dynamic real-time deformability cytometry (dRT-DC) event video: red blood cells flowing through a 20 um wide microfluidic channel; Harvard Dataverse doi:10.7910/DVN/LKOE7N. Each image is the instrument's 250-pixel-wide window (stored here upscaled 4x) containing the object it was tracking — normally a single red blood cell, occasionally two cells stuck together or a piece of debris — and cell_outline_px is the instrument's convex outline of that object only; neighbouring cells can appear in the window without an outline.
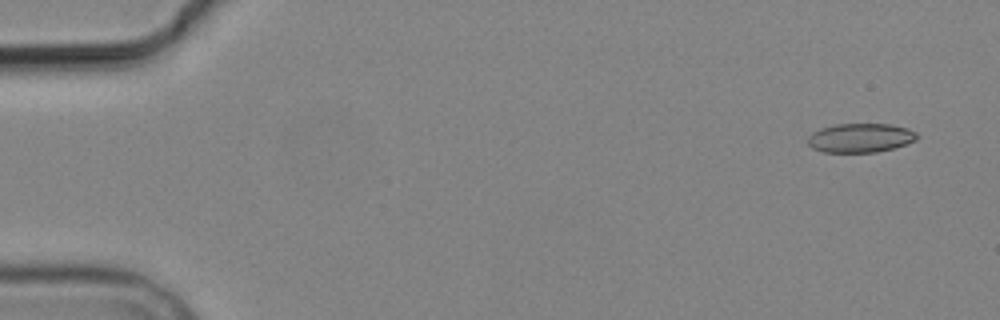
{"species": "common noctule bat (a hibernating species)", "species_latin": "Nyctalus noctula", "temperature_condition": "cold", "stored_images_in_passage": 4, "camera_frame_rate_fps": 3000, "um_per_image_px": 0.085, "animal": {"sex": "male", "body_mass_g": 19.2, "forearm_length_mm": 51.8}, "frame": {"image": 1, "passage_image": 1, "time_ms": 0.0, "image_size_px": [1000, 320], "cell_outline_px": [[920, 136], [916, 140], [896, 148], [876, 152], [824, 152], [812, 148], [808, 144], [808, 136], [812, 132], [820, 128], [836, 124], [892, 124], [908, 128], [916, 132]], "centroid_in_image_um": [73.16, 11.72], "position_along_channel_um": 11.8, "area_um2": 18.73}}
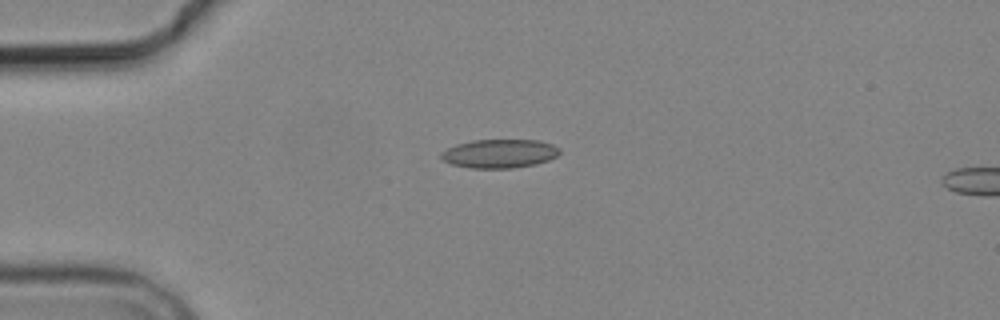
{"frame": {"image": 2, "passage_image": 3, "time_ms": 3.667, "image_size_px": [1000, 320], "cell_outline_px": [[560, 152], [556, 156], [548, 160], [536, 164], [512, 168], [468, 168], [452, 164], [444, 160], [440, 156], [440, 152], [456, 144], [472, 140], [540, 140], [552, 144], [560, 148]], "centroid_in_image_um": [42.46, 13.05], "position_along_channel_um": 42.5, "area_um2": 19.88}}